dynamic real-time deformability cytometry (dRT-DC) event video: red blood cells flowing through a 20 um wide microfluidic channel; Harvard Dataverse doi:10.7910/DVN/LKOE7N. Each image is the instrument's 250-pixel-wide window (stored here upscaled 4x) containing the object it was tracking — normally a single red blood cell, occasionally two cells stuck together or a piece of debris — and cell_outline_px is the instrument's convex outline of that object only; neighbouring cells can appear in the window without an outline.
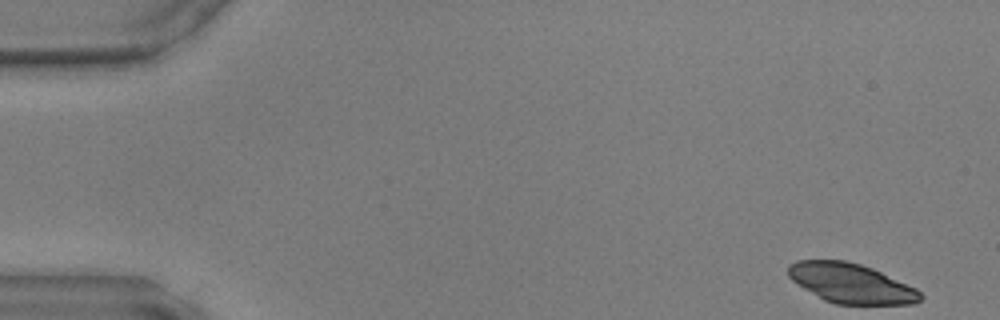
{"species": "common noctule bat (a hibernating species)", "species_latin": "Nyctalus noctula", "temperature_condition": "warm", "stored_images_in_passage": 46, "camera_frame_rate_fps": 3000, "um_per_image_px": 0.085, "animal": {"sex": "male", "body_mass_g": 17.9, "forearm_length_mm": 54.2}, "frame": {"image": 1, "passage_image": 1, "time_ms": 0.0, "image_size_px": [1000, 320], "cell_outline_px": [[924, 296], [920, 300], [912, 304], [836, 304], [824, 300], [796, 284], [788, 276], [788, 264], [796, 260], [844, 260], [860, 264], [872, 268], [916, 288]], "centroid_in_image_um": [72.31, 24.07], "position_along_channel_um": 12.7, "area_um2": 30.52}}